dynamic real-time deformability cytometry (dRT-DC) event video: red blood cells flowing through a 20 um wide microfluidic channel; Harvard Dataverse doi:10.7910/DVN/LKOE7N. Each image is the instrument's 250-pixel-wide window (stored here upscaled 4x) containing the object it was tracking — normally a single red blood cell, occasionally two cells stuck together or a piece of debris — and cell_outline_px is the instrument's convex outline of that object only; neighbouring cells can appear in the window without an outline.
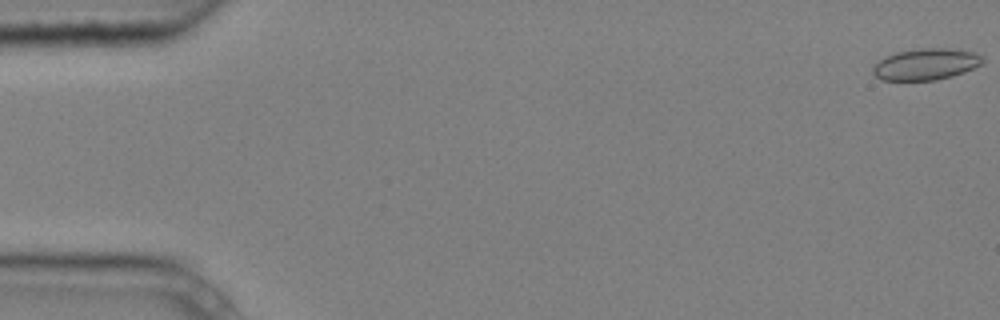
{"species": "common noctule bat (a hibernating species)", "species_latin": "Nyctalus noctula", "temperature_condition": "cold", "stored_images_in_passage": 8, "camera_frame_rate_fps": 3000, "um_per_image_px": 0.085, "animal": {"sex": "male", "body_mass_g": 20.4}, "frame": {"image": 1, "passage_image": 1, "time_ms": 0.0, "image_size_px": [1000, 320], "cell_outline_px": [[984, 60], [980, 64], [964, 72], [952, 76], [936, 80], [880, 80], [872, 72], [872, 68], [884, 56], [896, 52], [920, 48], [948, 48], [972, 52], [984, 56]], "centroid_in_image_um": [78.68, 5.46], "position_along_channel_um": 6.3, "area_um2": 20.06}}
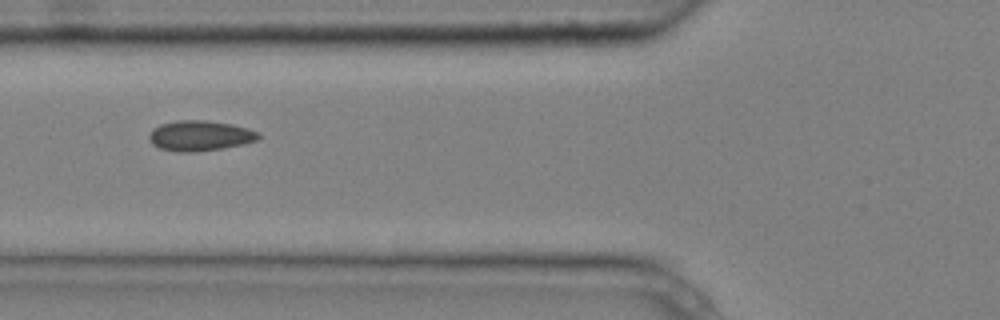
{"frame": {"image": 2, "passage_image": 6, "time_ms": 1.667, "image_size_px": [1000, 320], "cell_outline_px": [[260, 136], [256, 140], [244, 144], [224, 148], [196, 152], [176, 152], [160, 148], [152, 144], [148, 136], [152, 128], [160, 124], [180, 120], [204, 120], [232, 124], [248, 128], [260, 132]], "centroid_in_image_um": [16.99, 11.54], "position_along_channel_um": 108.8, "area_um2": 19.48}}
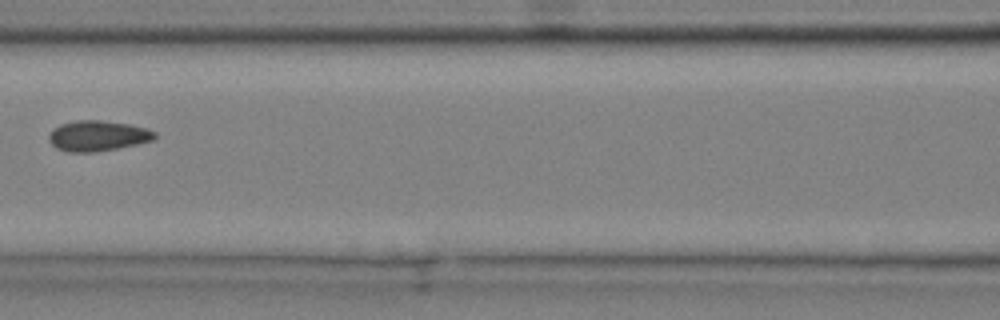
{"frame": {"image": 3, "passage_image": 7, "time_ms": 2.0, "image_size_px": [1000, 320], "cell_outline_px": [[156, 136], [152, 140], [136, 144], [96, 152], [68, 152], [56, 148], [48, 140], [48, 136], [52, 128], [60, 124], [76, 120], [100, 120], [128, 124], [148, 128], [156, 132]], "centroid_in_image_um": [8.27, 11.54], "position_along_channel_um": 158.3, "area_um2": 18.84}}